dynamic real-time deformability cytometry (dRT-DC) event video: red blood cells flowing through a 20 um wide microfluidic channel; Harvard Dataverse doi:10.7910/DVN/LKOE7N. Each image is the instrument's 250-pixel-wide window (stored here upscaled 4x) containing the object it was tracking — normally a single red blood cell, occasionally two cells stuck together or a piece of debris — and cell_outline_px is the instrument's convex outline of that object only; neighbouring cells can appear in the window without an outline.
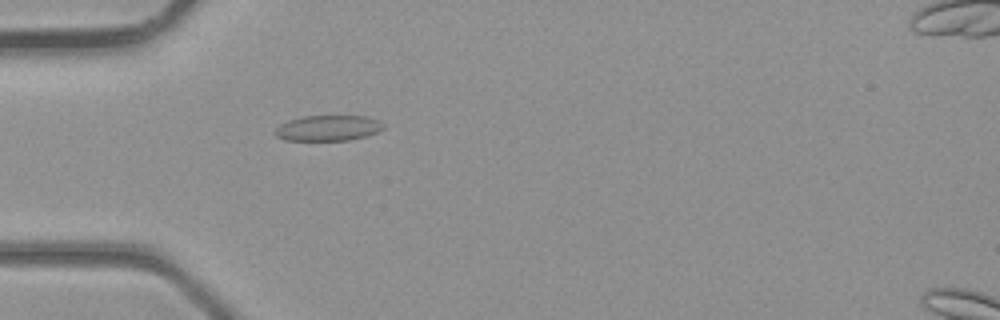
{"species": "common noctule bat (a hibernating species)", "species_latin": "Nyctalus noctula", "temperature_condition": "room temperature", "stored_images_in_passage": 40, "camera_frame_rate_fps": 3000, "um_per_image_px": 0.085, "animal": {"sex": "male", "body_mass_g": 23.1, "forearm_length_mm": 52.7}, "frame": {"image": 1, "passage_image": 13, "time_ms": 4.0, "image_size_px": [1000, 320], "cell_outline_px": [[384, 128], [380, 132], [348, 140], [284, 140], [276, 136], [272, 132], [280, 124], [288, 120], [304, 116], [368, 116], [384, 124]], "centroid_in_image_um": [27.87, 10.88], "position_along_channel_um": 57.1, "area_um2": 16.18}}
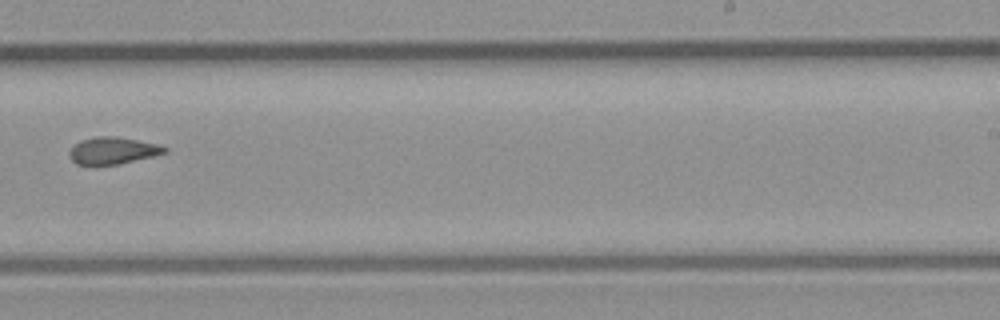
{"frame": {"image": 2, "passage_image": 26, "time_ms": 8.333, "image_size_px": [1000, 320], "cell_outline_px": [[168, 152], [120, 164], [96, 168], [92, 168], [76, 164], [68, 156], [68, 152], [80, 140], [96, 136], [112, 136], [136, 140], [156, 144], [168, 148]], "centroid_in_image_um": [9.51, 12.86], "position_along_channel_um": 279.5, "area_um2": 15.43}}
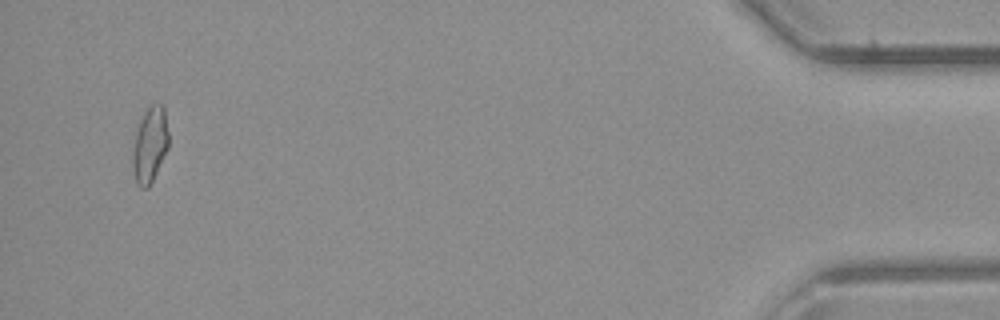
{"frame": {"image": 3, "passage_image": 39, "time_ms": 12.667, "image_size_px": [1000, 320], "cell_outline_px": [[168, 148], [148, 188], [140, 188], [136, 184], [132, 168], [132, 152], [136, 132], [140, 120], [144, 112], [152, 104], [160, 104], [164, 108], [168, 132]], "centroid_in_image_um": [12.72, 12.33], "position_along_channel_um": 422.5, "area_um2": 15.72}}